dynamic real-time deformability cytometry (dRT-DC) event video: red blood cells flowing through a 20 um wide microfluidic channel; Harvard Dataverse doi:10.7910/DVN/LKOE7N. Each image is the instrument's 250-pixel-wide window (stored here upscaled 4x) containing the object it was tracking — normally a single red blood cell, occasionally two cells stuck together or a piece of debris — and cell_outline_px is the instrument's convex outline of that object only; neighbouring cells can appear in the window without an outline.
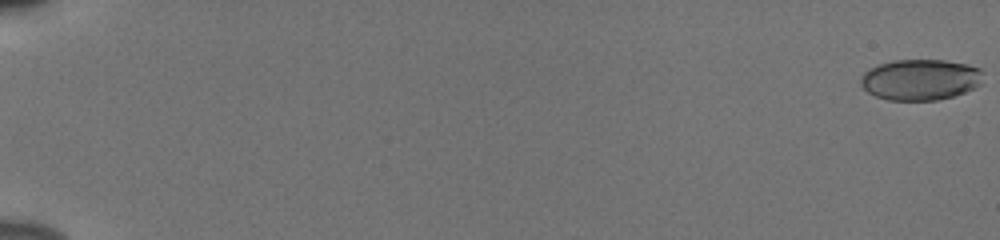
{"species": "human", "species_latin": "Homo sapiens", "temperature_condition": "cold", "stored_images_in_passage": 56, "camera_frame_rate_fps": 3000, "um_per_image_px": 0.085, "donor": {"sex": "male"}, "frame": {"image": 1, "passage_image": 1, "time_ms": 0.0, "image_size_px": [1000, 240], "cell_outline_px": [[980, 84], [976, 88], [952, 96], [936, 100], [888, 100], [876, 96], [868, 92], [860, 84], [860, 80], [864, 72], [868, 68], [892, 60], [944, 60], [968, 64], [980, 68]], "centroid_in_image_um": [78.2, 6.76], "position_along_channel_um": 6.8, "area_um2": 29.13}}
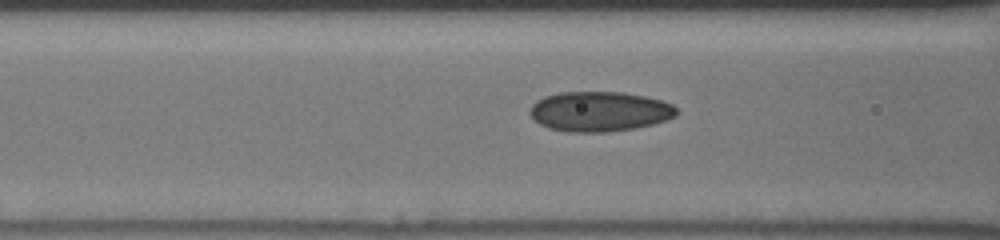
{"frame": {"image": 2, "passage_image": 26, "time_ms": 8.333, "image_size_px": [1000, 240], "cell_outline_px": [[676, 116], [668, 120], [652, 124], [632, 128], [608, 132], [568, 132], [548, 128], [540, 124], [528, 112], [532, 104], [536, 100], [544, 96], [560, 92], [624, 92], [644, 96], [660, 100], [672, 104], [676, 108]], "centroid_in_image_um": [50.94, 9.47], "position_along_channel_um": 115.7, "area_um2": 34.16}}
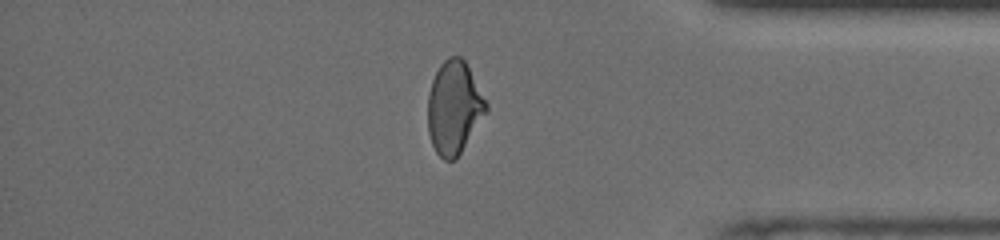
{"frame": {"image": 3, "passage_image": 49, "time_ms": 16.0, "image_size_px": [1000, 240], "cell_outline_px": [[488, 108], [456, 160], [444, 160], [436, 152], [432, 144], [428, 132], [428, 92], [432, 80], [440, 64], [448, 56], [460, 56], [464, 60], [488, 104]], "centroid_in_image_um": [38.57, 9.14], "position_along_channel_um": 396.6, "area_um2": 31.27}, "authors_computed_cell_mechanics": {"area_um2": 31.7322, "velocity_mm_per_s": 3.8702, "shape_relaxation_time_tau1_ms": 6.0139, "shape_relaxation_time_tau2_ms": 1.1172, "deformation_change_tau1": 0.1577, "deformation_change_tau2": 0.0625}}